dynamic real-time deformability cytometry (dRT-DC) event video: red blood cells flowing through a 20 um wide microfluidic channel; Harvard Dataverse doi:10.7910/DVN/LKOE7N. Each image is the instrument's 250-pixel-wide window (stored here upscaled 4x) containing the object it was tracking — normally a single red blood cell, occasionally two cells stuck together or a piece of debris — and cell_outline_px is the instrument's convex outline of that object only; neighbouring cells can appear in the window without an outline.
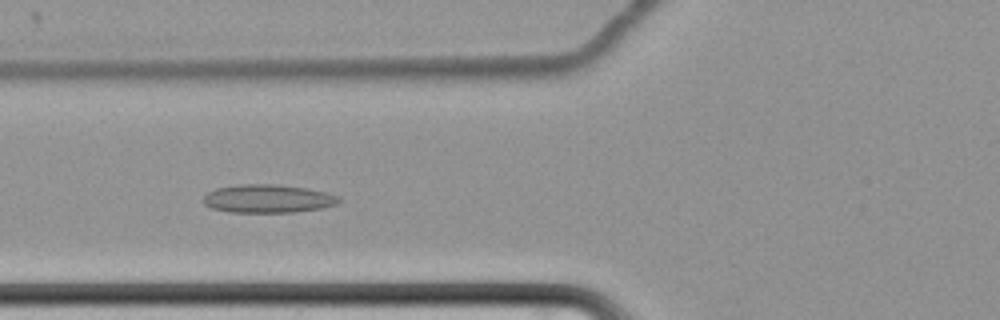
{"species": "common noctule bat (a hibernating species)", "species_latin": "Nyctalus noctula", "temperature_condition": "cold", "stored_images_in_passage": 55, "camera_frame_rate_fps": 3000, "um_per_image_px": 0.085, "animal": {"sex": "female", "body_mass_g": 22.7, "forearm_length_mm": 54.2}, "frame": {"image": 1, "passage_image": 18, "time_ms": 5.667, "image_size_px": [1000, 320], "cell_outline_px": [[344, 200], [336, 204], [320, 208], [292, 212], [232, 212], [212, 208], [204, 204], [204, 196], [208, 192], [216, 188], [240, 184], [272, 184], [304, 188], [328, 192], [340, 196]], "centroid_in_image_um": [22.8, 16.88], "position_along_channel_um": 103.0, "area_um2": 22.25}}
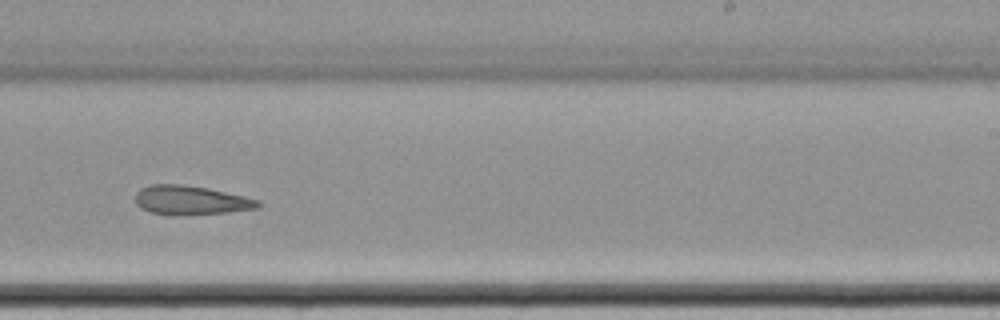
{"frame": {"image": 2, "passage_image": 33, "time_ms": 10.667, "image_size_px": [1000, 320], "cell_outline_px": [[264, 204], [260, 208], [228, 212], [152, 212], [140, 208], [136, 204], [136, 192], [140, 188], [152, 184], [180, 184], [208, 188], [244, 196], [260, 200]], "centroid_in_image_um": [16.28, 16.96], "position_along_channel_um": 272.7, "area_um2": 19.94}}
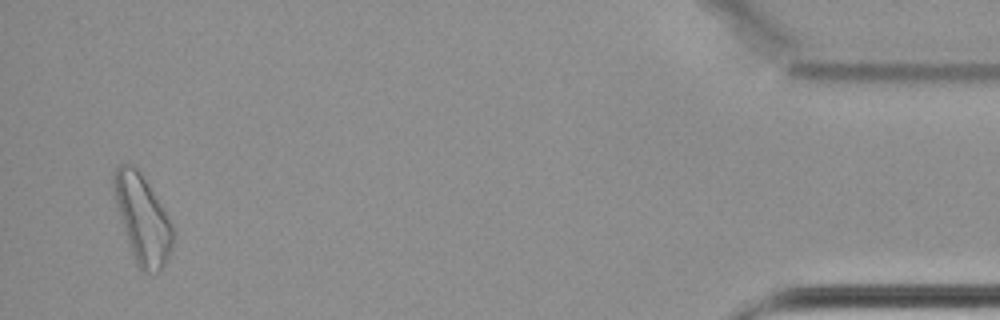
{"frame": {"image": 3, "passage_image": 53, "time_ms": 17.333, "image_size_px": [1000, 320], "cell_outline_px": [[176, 232], [172, 248], [168, 260], [160, 272], [144, 272], [140, 268], [132, 252], [116, 204], [112, 184], [112, 176], [116, 168], [120, 164], [132, 164], [140, 172], [172, 224]], "centroid_in_image_um": [12.13, 18.63], "position_along_channel_um": 423.1, "area_um2": 29.82}}